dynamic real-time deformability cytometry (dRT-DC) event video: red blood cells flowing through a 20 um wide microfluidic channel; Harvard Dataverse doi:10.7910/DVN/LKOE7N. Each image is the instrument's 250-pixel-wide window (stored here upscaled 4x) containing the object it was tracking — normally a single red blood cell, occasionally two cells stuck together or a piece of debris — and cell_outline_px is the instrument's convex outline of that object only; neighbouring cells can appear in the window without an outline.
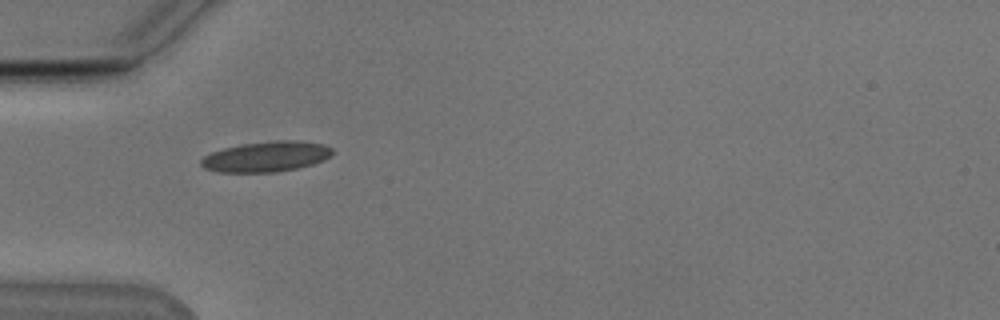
{"species": "Egyptian fruit bat (a non-hibernating species)", "species_latin": "Rousettus aegyptiacus", "temperature_condition": "cold", "stored_images_in_passage": 38, "camera_frame_rate_fps": 3000, "um_per_image_px": 0.085, "animal": {"sex": "male"}, "frame": {"image": 1, "passage_image": 1, "time_ms": 0.0, "image_size_px": [1000, 320], "cell_outline_px": [[332, 156], [324, 160], [312, 164], [296, 168], [272, 172], [216, 172], [204, 168], [200, 164], [200, 160], [204, 156], [212, 152], [224, 148], [244, 144], [276, 140], [300, 140], [324, 144], [332, 148]], "centroid_in_image_um": [22.64, 13.31], "position_along_channel_um": 62.4, "area_um2": 23.24}}
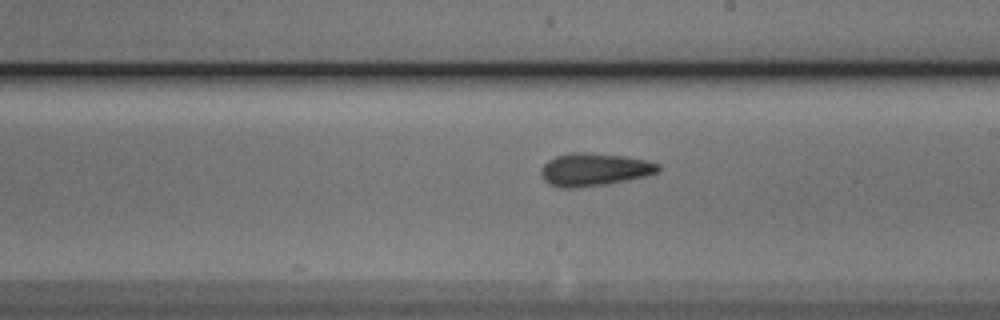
{"frame": {"image": 2, "passage_image": 15, "time_ms": 4.667, "image_size_px": [1000, 320], "cell_outline_px": [[660, 168], [656, 172], [648, 176], [608, 184], [572, 188], [564, 188], [552, 184], [544, 180], [540, 172], [540, 168], [548, 160], [556, 156], [572, 152], [588, 152], [624, 156], [644, 160], [660, 164]], "centroid_in_image_um": [50.51, 14.4], "position_along_channel_um": 238.5, "area_um2": 22.37}}
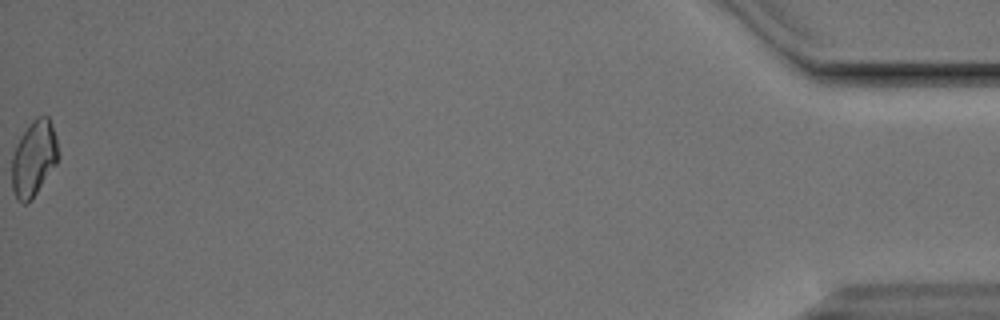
{"frame": {"image": 3, "passage_image": 38, "time_ms": 12.333, "image_size_px": [1000, 320], "cell_outline_px": [[60, 156], [56, 164], [32, 200], [24, 204], [16, 200], [12, 188], [12, 156], [16, 144], [20, 136], [32, 120], [36, 116], [48, 116], [56, 136]], "centroid_in_image_um": [2.88, 13.48], "position_along_channel_um": 432.3, "area_um2": 20.69}, "authors_computed_cell_mechanics": {"area_um2": 21.2993, "velocity_mm_per_s": 3.8309, "shape_relaxation_time_tau1_ms": null, "shape_relaxation_time_tau2_ms": 6.9976, "deformation_change_tau1": null, "deformation_change_tau2": 0.1407}}